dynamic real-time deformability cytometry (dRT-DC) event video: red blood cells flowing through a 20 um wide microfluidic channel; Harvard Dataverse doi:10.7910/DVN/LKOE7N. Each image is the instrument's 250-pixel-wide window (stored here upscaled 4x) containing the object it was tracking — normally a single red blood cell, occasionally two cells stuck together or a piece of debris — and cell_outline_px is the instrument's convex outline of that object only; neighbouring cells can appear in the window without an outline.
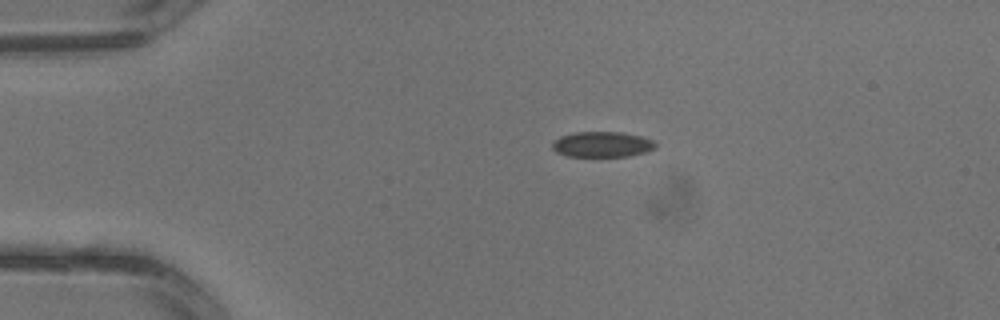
{"species": "common noctule bat (a hibernating species)", "species_latin": "Nyctalus noctula", "temperature_condition": "warm", "stored_images_in_passage": 2, "camera_frame_rate_fps": 3000, "um_per_image_px": 0.085, "animal": {"sex": "male", "body_mass_g": 13.3}, "frame": {"image": 1, "passage_image": 1, "time_ms": 0.0, "image_size_px": [1000, 320], "cell_outline_px": [[656, 148], [644, 152], [628, 156], [568, 156], [556, 152], [552, 148], [552, 144], [560, 136], [576, 132], [620, 132], [640, 136], [652, 140], [656, 144]], "centroid_in_image_um": [51.17, 12.27], "position_along_channel_um": 33.8, "area_um2": 15.14}}
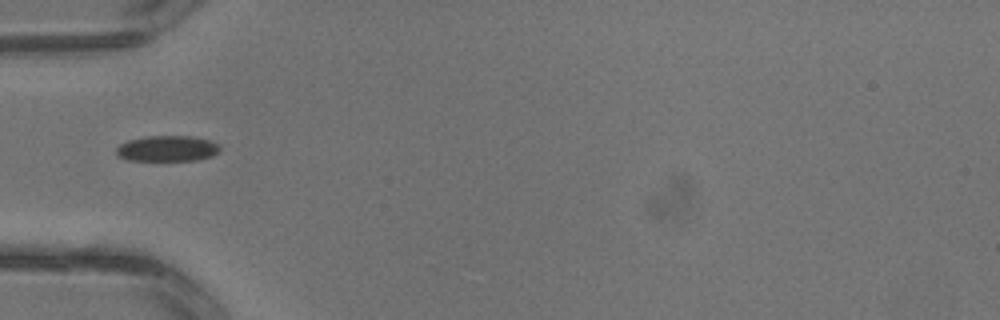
{"frame": {"image": 2, "passage_image": 2, "time_ms": 0.333, "image_size_px": [1000, 320], "cell_outline_px": [[220, 148], [212, 156], [196, 160], [128, 160], [116, 156], [116, 148], [120, 144], [128, 140], [148, 136], [192, 136], [208, 140], [220, 144]], "centroid_in_image_um": [14.19, 12.62], "position_along_channel_um": 70.8, "area_um2": 15.49}}